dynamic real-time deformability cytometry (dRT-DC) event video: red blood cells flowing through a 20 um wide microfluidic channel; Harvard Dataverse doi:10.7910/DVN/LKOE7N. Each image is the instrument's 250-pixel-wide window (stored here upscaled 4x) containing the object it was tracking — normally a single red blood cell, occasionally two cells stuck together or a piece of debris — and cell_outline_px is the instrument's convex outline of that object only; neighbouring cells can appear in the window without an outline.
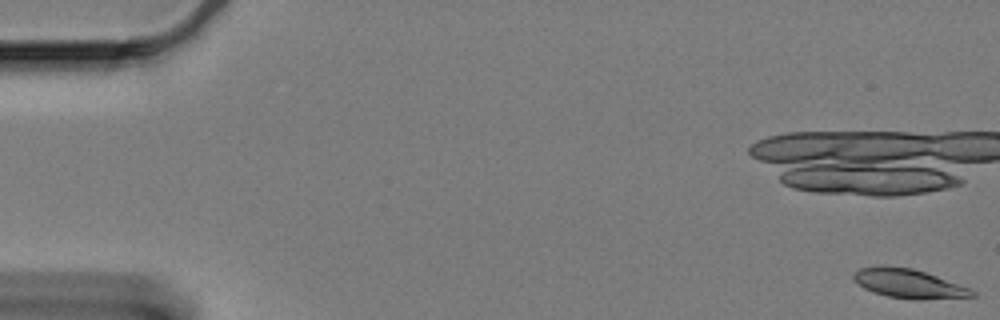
{"species": "Egyptian fruit bat (a non-hibernating species)", "species_latin": "Rousettus aegyptiacus", "temperature_condition": "cold", "stored_images_in_passage": 9, "camera_frame_rate_fps": 3000, "um_per_image_px": 0.085, "animal": {"sex": "female"}, "frame": {"image": 1, "passage_image": 1, "time_ms": 0.0, "image_size_px": [1000, 320], "cell_outline_px": [[976, 296], [920, 300], [912, 300], [888, 296], [872, 292], [864, 288], [852, 280], [852, 272], [860, 268], [912, 268], [936, 276], [968, 288], [976, 292]], "centroid_in_image_um": [77.23, 24.15], "position_along_channel_um": 7.8, "area_um2": 19.54}}